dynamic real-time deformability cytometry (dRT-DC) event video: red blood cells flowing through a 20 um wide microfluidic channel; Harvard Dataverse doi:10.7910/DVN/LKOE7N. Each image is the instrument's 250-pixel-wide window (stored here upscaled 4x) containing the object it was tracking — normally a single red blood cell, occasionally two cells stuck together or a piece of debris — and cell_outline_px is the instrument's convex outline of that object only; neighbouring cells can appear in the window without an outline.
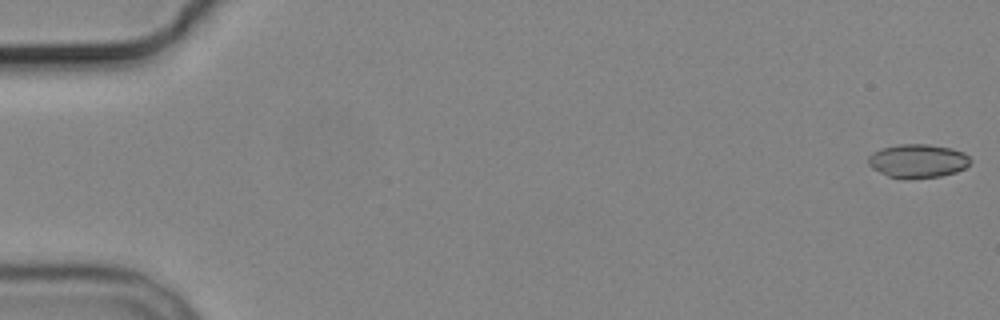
{"species": "common noctule bat (a hibernating species)", "species_latin": "Nyctalus noctula", "temperature_condition": "cold", "stored_images_in_passage": 5, "camera_frame_rate_fps": 3000, "um_per_image_px": 0.085, "animal": {"sex": "male", "body_mass_g": 19.2, "forearm_length_mm": 51.8}, "frame": {"image": 1, "passage_image": 1, "time_ms": 0.0, "image_size_px": [1000, 320], "cell_outline_px": [[972, 160], [964, 168], [956, 172], [940, 176], [888, 176], [872, 168], [868, 164], [868, 156], [872, 152], [880, 148], [900, 144], [928, 144], [952, 148], [964, 152]], "centroid_in_image_um": [78.01, 13.63], "position_along_channel_um": 7.0, "area_um2": 19.54}}
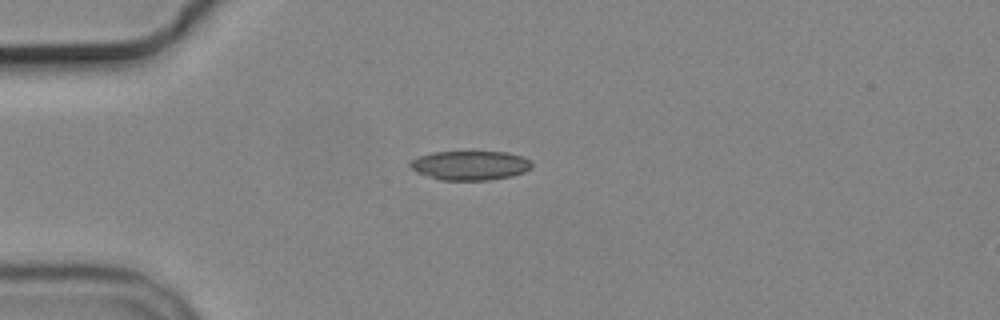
{"frame": {"image": 2, "passage_image": 5, "time_ms": 4.667, "image_size_px": [1000, 320], "cell_outline_px": [[532, 168], [524, 172], [512, 176], [488, 180], [440, 180], [416, 172], [408, 164], [412, 160], [420, 156], [432, 152], [508, 152], [520, 156], [528, 160], [532, 164]], "centroid_in_image_um": [39.96, 14.06], "position_along_channel_um": 45.0, "area_um2": 20.63}}